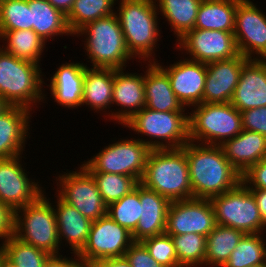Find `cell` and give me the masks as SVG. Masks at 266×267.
<instances>
[{"instance_id": "cell-1", "label": "cell", "mask_w": 266, "mask_h": 267, "mask_svg": "<svg viewBox=\"0 0 266 267\" xmlns=\"http://www.w3.org/2000/svg\"><path fill=\"white\" fill-rule=\"evenodd\" d=\"M193 198L212 199L241 182L240 173L226 159L221 146L186 143Z\"/></svg>"}, {"instance_id": "cell-2", "label": "cell", "mask_w": 266, "mask_h": 267, "mask_svg": "<svg viewBox=\"0 0 266 267\" xmlns=\"http://www.w3.org/2000/svg\"><path fill=\"white\" fill-rule=\"evenodd\" d=\"M118 2L119 8L116 6L115 14L123 31L128 52L133 58L143 59L145 63L157 61L154 57L158 39H161V29L155 0H120Z\"/></svg>"}, {"instance_id": "cell-3", "label": "cell", "mask_w": 266, "mask_h": 267, "mask_svg": "<svg viewBox=\"0 0 266 267\" xmlns=\"http://www.w3.org/2000/svg\"><path fill=\"white\" fill-rule=\"evenodd\" d=\"M140 183L170 201L193 198L186 144L178 149H152Z\"/></svg>"}, {"instance_id": "cell-4", "label": "cell", "mask_w": 266, "mask_h": 267, "mask_svg": "<svg viewBox=\"0 0 266 267\" xmlns=\"http://www.w3.org/2000/svg\"><path fill=\"white\" fill-rule=\"evenodd\" d=\"M41 64L20 59L0 47V96L9 106H22L34 111L44 99Z\"/></svg>"}, {"instance_id": "cell-5", "label": "cell", "mask_w": 266, "mask_h": 267, "mask_svg": "<svg viewBox=\"0 0 266 267\" xmlns=\"http://www.w3.org/2000/svg\"><path fill=\"white\" fill-rule=\"evenodd\" d=\"M75 35L85 37L82 42L91 68L126 69V64L134 59L127 50L115 13L86 24Z\"/></svg>"}, {"instance_id": "cell-6", "label": "cell", "mask_w": 266, "mask_h": 267, "mask_svg": "<svg viewBox=\"0 0 266 267\" xmlns=\"http://www.w3.org/2000/svg\"><path fill=\"white\" fill-rule=\"evenodd\" d=\"M159 112L142 108L136 112L123 127L147 136L138 138L152 149H178L189 142V121L187 112ZM154 139V140H153ZM147 140V141H146Z\"/></svg>"}, {"instance_id": "cell-7", "label": "cell", "mask_w": 266, "mask_h": 267, "mask_svg": "<svg viewBox=\"0 0 266 267\" xmlns=\"http://www.w3.org/2000/svg\"><path fill=\"white\" fill-rule=\"evenodd\" d=\"M188 113L189 141L221 146L242 130V116L230 102L201 103Z\"/></svg>"}, {"instance_id": "cell-8", "label": "cell", "mask_w": 266, "mask_h": 267, "mask_svg": "<svg viewBox=\"0 0 266 267\" xmlns=\"http://www.w3.org/2000/svg\"><path fill=\"white\" fill-rule=\"evenodd\" d=\"M45 196L44 191L35 202L15 210L14 236L50 255H60L54 203Z\"/></svg>"}, {"instance_id": "cell-9", "label": "cell", "mask_w": 266, "mask_h": 267, "mask_svg": "<svg viewBox=\"0 0 266 267\" xmlns=\"http://www.w3.org/2000/svg\"><path fill=\"white\" fill-rule=\"evenodd\" d=\"M216 224L238 229L245 234L266 232L255 197L241 181L235 188L210 199Z\"/></svg>"}, {"instance_id": "cell-10", "label": "cell", "mask_w": 266, "mask_h": 267, "mask_svg": "<svg viewBox=\"0 0 266 267\" xmlns=\"http://www.w3.org/2000/svg\"><path fill=\"white\" fill-rule=\"evenodd\" d=\"M91 159L81 164L88 172H104L126 175L139 182L143 176L148 155L151 149L136 138L114 141Z\"/></svg>"}, {"instance_id": "cell-11", "label": "cell", "mask_w": 266, "mask_h": 267, "mask_svg": "<svg viewBox=\"0 0 266 267\" xmlns=\"http://www.w3.org/2000/svg\"><path fill=\"white\" fill-rule=\"evenodd\" d=\"M78 169L55 176L58 181L56 195L86 218L95 221L107 214V205L92 175L82 165Z\"/></svg>"}, {"instance_id": "cell-12", "label": "cell", "mask_w": 266, "mask_h": 267, "mask_svg": "<svg viewBox=\"0 0 266 267\" xmlns=\"http://www.w3.org/2000/svg\"><path fill=\"white\" fill-rule=\"evenodd\" d=\"M178 43H175L177 50L189 55L187 59L201 63L227 60L240 53L237 48L233 32L193 29L189 30Z\"/></svg>"}, {"instance_id": "cell-13", "label": "cell", "mask_w": 266, "mask_h": 267, "mask_svg": "<svg viewBox=\"0 0 266 267\" xmlns=\"http://www.w3.org/2000/svg\"><path fill=\"white\" fill-rule=\"evenodd\" d=\"M133 242L131 232L106 214L92 222L87 243L77 255L90 262L121 257Z\"/></svg>"}, {"instance_id": "cell-14", "label": "cell", "mask_w": 266, "mask_h": 267, "mask_svg": "<svg viewBox=\"0 0 266 267\" xmlns=\"http://www.w3.org/2000/svg\"><path fill=\"white\" fill-rule=\"evenodd\" d=\"M216 225L210 199L176 200L171 201L167 212L165 234L196 233L207 237Z\"/></svg>"}, {"instance_id": "cell-15", "label": "cell", "mask_w": 266, "mask_h": 267, "mask_svg": "<svg viewBox=\"0 0 266 267\" xmlns=\"http://www.w3.org/2000/svg\"><path fill=\"white\" fill-rule=\"evenodd\" d=\"M233 34L244 57L260 59L266 55V14L252 1L241 0L237 4Z\"/></svg>"}, {"instance_id": "cell-16", "label": "cell", "mask_w": 266, "mask_h": 267, "mask_svg": "<svg viewBox=\"0 0 266 267\" xmlns=\"http://www.w3.org/2000/svg\"><path fill=\"white\" fill-rule=\"evenodd\" d=\"M21 160L22 155L0 159V201L14 210L35 202L44 192L28 177Z\"/></svg>"}, {"instance_id": "cell-17", "label": "cell", "mask_w": 266, "mask_h": 267, "mask_svg": "<svg viewBox=\"0 0 266 267\" xmlns=\"http://www.w3.org/2000/svg\"><path fill=\"white\" fill-rule=\"evenodd\" d=\"M155 63L168 75L173 92L185 108L203 103L206 63L187 58L169 66H162L158 61Z\"/></svg>"}, {"instance_id": "cell-18", "label": "cell", "mask_w": 266, "mask_h": 267, "mask_svg": "<svg viewBox=\"0 0 266 267\" xmlns=\"http://www.w3.org/2000/svg\"><path fill=\"white\" fill-rule=\"evenodd\" d=\"M248 58L239 54L231 59L207 63L203 103H228L240 79L241 69Z\"/></svg>"}, {"instance_id": "cell-19", "label": "cell", "mask_w": 266, "mask_h": 267, "mask_svg": "<svg viewBox=\"0 0 266 267\" xmlns=\"http://www.w3.org/2000/svg\"><path fill=\"white\" fill-rule=\"evenodd\" d=\"M124 71V68L114 69L112 105L116 104L121 108L115 112L111 109L110 114V119L121 125L146 105L144 75Z\"/></svg>"}, {"instance_id": "cell-20", "label": "cell", "mask_w": 266, "mask_h": 267, "mask_svg": "<svg viewBox=\"0 0 266 267\" xmlns=\"http://www.w3.org/2000/svg\"><path fill=\"white\" fill-rule=\"evenodd\" d=\"M230 103L239 111L266 106V67L260 59H248Z\"/></svg>"}, {"instance_id": "cell-21", "label": "cell", "mask_w": 266, "mask_h": 267, "mask_svg": "<svg viewBox=\"0 0 266 267\" xmlns=\"http://www.w3.org/2000/svg\"><path fill=\"white\" fill-rule=\"evenodd\" d=\"M31 110L9 106L0 114V159L23 155L29 136Z\"/></svg>"}, {"instance_id": "cell-22", "label": "cell", "mask_w": 266, "mask_h": 267, "mask_svg": "<svg viewBox=\"0 0 266 267\" xmlns=\"http://www.w3.org/2000/svg\"><path fill=\"white\" fill-rule=\"evenodd\" d=\"M87 64L66 62L56 68L51 77L50 89L52 99L57 105L68 109L82 106V91Z\"/></svg>"}, {"instance_id": "cell-23", "label": "cell", "mask_w": 266, "mask_h": 267, "mask_svg": "<svg viewBox=\"0 0 266 267\" xmlns=\"http://www.w3.org/2000/svg\"><path fill=\"white\" fill-rule=\"evenodd\" d=\"M140 203L141 216L131 233L133 241L164 234L171 201L140 183Z\"/></svg>"}, {"instance_id": "cell-24", "label": "cell", "mask_w": 266, "mask_h": 267, "mask_svg": "<svg viewBox=\"0 0 266 267\" xmlns=\"http://www.w3.org/2000/svg\"><path fill=\"white\" fill-rule=\"evenodd\" d=\"M226 159L242 176L251 166L266 158V136L242 130L221 145Z\"/></svg>"}, {"instance_id": "cell-25", "label": "cell", "mask_w": 266, "mask_h": 267, "mask_svg": "<svg viewBox=\"0 0 266 267\" xmlns=\"http://www.w3.org/2000/svg\"><path fill=\"white\" fill-rule=\"evenodd\" d=\"M144 71L146 108L159 112L187 110L172 90L168 75L155 63L148 62Z\"/></svg>"}, {"instance_id": "cell-26", "label": "cell", "mask_w": 266, "mask_h": 267, "mask_svg": "<svg viewBox=\"0 0 266 267\" xmlns=\"http://www.w3.org/2000/svg\"><path fill=\"white\" fill-rule=\"evenodd\" d=\"M53 205L60 245L62 240L69 244L70 252L78 254L86 245L93 221L82 215L75 207L64 202L58 195Z\"/></svg>"}, {"instance_id": "cell-27", "label": "cell", "mask_w": 266, "mask_h": 267, "mask_svg": "<svg viewBox=\"0 0 266 267\" xmlns=\"http://www.w3.org/2000/svg\"><path fill=\"white\" fill-rule=\"evenodd\" d=\"M113 84V68H90L87 66L83 81L82 107L87 105L89 109L95 110L97 113H101L104 110L102 114L109 119ZM106 109L109 110L107 111Z\"/></svg>"}, {"instance_id": "cell-28", "label": "cell", "mask_w": 266, "mask_h": 267, "mask_svg": "<svg viewBox=\"0 0 266 267\" xmlns=\"http://www.w3.org/2000/svg\"><path fill=\"white\" fill-rule=\"evenodd\" d=\"M28 5L31 10L32 30L46 43L48 39L54 40L58 35L73 36L68 28L66 16L47 0H28Z\"/></svg>"}, {"instance_id": "cell-29", "label": "cell", "mask_w": 266, "mask_h": 267, "mask_svg": "<svg viewBox=\"0 0 266 267\" xmlns=\"http://www.w3.org/2000/svg\"><path fill=\"white\" fill-rule=\"evenodd\" d=\"M241 0H202L194 29L234 32L235 13Z\"/></svg>"}, {"instance_id": "cell-30", "label": "cell", "mask_w": 266, "mask_h": 267, "mask_svg": "<svg viewBox=\"0 0 266 267\" xmlns=\"http://www.w3.org/2000/svg\"><path fill=\"white\" fill-rule=\"evenodd\" d=\"M158 13L169 23L177 41L193 30L202 0H155Z\"/></svg>"}, {"instance_id": "cell-31", "label": "cell", "mask_w": 266, "mask_h": 267, "mask_svg": "<svg viewBox=\"0 0 266 267\" xmlns=\"http://www.w3.org/2000/svg\"><path fill=\"white\" fill-rule=\"evenodd\" d=\"M0 41L5 42L1 46L5 52L41 64L46 42L33 30L0 31Z\"/></svg>"}, {"instance_id": "cell-32", "label": "cell", "mask_w": 266, "mask_h": 267, "mask_svg": "<svg viewBox=\"0 0 266 267\" xmlns=\"http://www.w3.org/2000/svg\"><path fill=\"white\" fill-rule=\"evenodd\" d=\"M244 235L238 229L216 225L206 237L204 266L222 267Z\"/></svg>"}, {"instance_id": "cell-33", "label": "cell", "mask_w": 266, "mask_h": 267, "mask_svg": "<svg viewBox=\"0 0 266 267\" xmlns=\"http://www.w3.org/2000/svg\"><path fill=\"white\" fill-rule=\"evenodd\" d=\"M118 0H75L66 21L70 32L74 34L86 24L99 18L116 13L114 6Z\"/></svg>"}, {"instance_id": "cell-34", "label": "cell", "mask_w": 266, "mask_h": 267, "mask_svg": "<svg viewBox=\"0 0 266 267\" xmlns=\"http://www.w3.org/2000/svg\"><path fill=\"white\" fill-rule=\"evenodd\" d=\"M263 234H245L222 267H250L266 262Z\"/></svg>"}, {"instance_id": "cell-35", "label": "cell", "mask_w": 266, "mask_h": 267, "mask_svg": "<svg viewBox=\"0 0 266 267\" xmlns=\"http://www.w3.org/2000/svg\"><path fill=\"white\" fill-rule=\"evenodd\" d=\"M3 248L6 262L13 267H44L45 262L51 256L15 236L4 241Z\"/></svg>"}, {"instance_id": "cell-36", "label": "cell", "mask_w": 266, "mask_h": 267, "mask_svg": "<svg viewBox=\"0 0 266 267\" xmlns=\"http://www.w3.org/2000/svg\"><path fill=\"white\" fill-rule=\"evenodd\" d=\"M178 263L182 267H202L206 256V236L187 233L171 235Z\"/></svg>"}, {"instance_id": "cell-37", "label": "cell", "mask_w": 266, "mask_h": 267, "mask_svg": "<svg viewBox=\"0 0 266 267\" xmlns=\"http://www.w3.org/2000/svg\"><path fill=\"white\" fill-rule=\"evenodd\" d=\"M89 173L96 181L102 200L107 206L131 193L140 183L136 178L126 175L104 172Z\"/></svg>"}, {"instance_id": "cell-38", "label": "cell", "mask_w": 266, "mask_h": 267, "mask_svg": "<svg viewBox=\"0 0 266 267\" xmlns=\"http://www.w3.org/2000/svg\"><path fill=\"white\" fill-rule=\"evenodd\" d=\"M107 214L131 233L136 229L141 216L140 183L129 194L107 206Z\"/></svg>"}, {"instance_id": "cell-39", "label": "cell", "mask_w": 266, "mask_h": 267, "mask_svg": "<svg viewBox=\"0 0 266 267\" xmlns=\"http://www.w3.org/2000/svg\"><path fill=\"white\" fill-rule=\"evenodd\" d=\"M28 0H4L0 4V31L32 30Z\"/></svg>"}, {"instance_id": "cell-40", "label": "cell", "mask_w": 266, "mask_h": 267, "mask_svg": "<svg viewBox=\"0 0 266 267\" xmlns=\"http://www.w3.org/2000/svg\"><path fill=\"white\" fill-rule=\"evenodd\" d=\"M149 254L163 267H182L178 263L174 242L170 235L161 234L140 241Z\"/></svg>"}, {"instance_id": "cell-41", "label": "cell", "mask_w": 266, "mask_h": 267, "mask_svg": "<svg viewBox=\"0 0 266 267\" xmlns=\"http://www.w3.org/2000/svg\"><path fill=\"white\" fill-rule=\"evenodd\" d=\"M132 267H163L140 241H134L124 254Z\"/></svg>"}, {"instance_id": "cell-42", "label": "cell", "mask_w": 266, "mask_h": 267, "mask_svg": "<svg viewBox=\"0 0 266 267\" xmlns=\"http://www.w3.org/2000/svg\"><path fill=\"white\" fill-rule=\"evenodd\" d=\"M242 128L266 136V106L241 112Z\"/></svg>"}, {"instance_id": "cell-43", "label": "cell", "mask_w": 266, "mask_h": 267, "mask_svg": "<svg viewBox=\"0 0 266 267\" xmlns=\"http://www.w3.org/2000/svg\"><path fill=\"white\" fill-rule=\"evenodd\" d=\"M241 181L249 189H266V158L251 166L241 176Z\"/></svg>"}, {"instance_id": "cell-44", "label": "cell", "mask_w": 266, "mask_h": 267, "mask_svg": "<svg viewBox=\"0 0 266 267\" xmlns=\"http://www.w3.org/2000/svg\"><path fill=\"white\" fill-rule=\"evenodd\" d=\"M15 234V210L0 201V240L7 241Z\"/></svg>"}, {"instance_id": "cell-45", "label": "cell", "mask_w": 266, "mask_h": 267, "mask_svg": "<svg viewBox=\"0 0 266 267\" xmlns=\"http://www.w3.org/2000/svg\"><path fill=\"white\" fill-rule=\"evenodd\" d=\"M92 267H132L125 256L92 261Z\"/></svg>"}, {"instance_id": "cell-46", "label": "cell", "mask_w": 266, "mask_h": 267, "mask_svg": "<svg viewBox=\"0 0 266 267\" xmlns=\"http://www.w3.org/2000/svg\"><path fill=\"white\" fill-rule=\"evenodd\" d=\"M74 258L63 255H51L44 264V267H69L77 258L78 255L73 253ZM69 258V259H68Z\"/></svg>"}, {"instance_id": "cell-47", "label": "cell", "mask_w": 266, "mask_h": 267, "mask_svg": "<svg viewBox=\"0 0 266 267\" xmlns=\"http://www.w3.org/2000/svg\"><path fill=\"white\" fill-rule=\"evenodd\" d=\"M250 191L255 197L259 212L266 227V189H250Z\"/></svg>"}, {"instance_id": "cell-48", "label": "cell", "mask_w": 266, "mask_h": 267, "mask_svg": "<svg viewBox=\"0 0 266 267\" xmlns=\"http://www.w3.org/2000/svg\"><path fill=\"white\" fill-rule=\"evenodd\" d=\"M53 7L60 10L65 16L70 12L75 0H47Z\"/></svg>"}, {"instance_id": "cell-49", "label": "cell", "mask_w": 266, "mask_h": 267, "mask_svg": "<svg viewBox=\"0 0 266 267\" xmlns=\"http://www.w3.org/2000/svg\"><path fill=\"white\" fill-rule=\"evenodd\" d=\"M69 267H92V262L78 257Z\"/></svg>"}, {"instance_id": "cell-50", "label": "cell", "mask_w": 266, "mask_h": 267, "mask_svg": "<svg viewBox=\"0 0 266 267\" xmlns=\"http://www.w3.org/2000/svg\"><path fill=\"white\" fill-rule=\"evenodd\" d=\"M6 261L5 252L3 248V243L0 244V267L3 266L4 262Z\"/></svg>"}, {"instance_id": "cell-51", "label": "cell", "mask_w": 266, "mask_h": 267, "mask_svg": "<svg viewBox=\"0 0 266 267\" xmlns=\"http://www.w3.org/2000/svg\"><path fill=\"white\" fill-rule=\"evenodd\" d=\"M9 107V104L0 96V114Z\"/></svg>"}, {"instance_id": "cell-52", "label": "cell", "mask_w": 266, "mask_h": 267, "mask_svg": "<svg viewBox=\"0 0 266 267\" xmlns=\"http://www.w3.org/2000/svg\"><path fill=\"white\" fill-rule=\"evenodd\" d=\"M260 60L263 62V64H264L265 67H266V55H265V56H262V57L260 58Z\"/></svg>"}, {"instance_id": "cell-53", "label": "cell", "mask_w": 266, "mask_h": 267, "mask_svg": "<svg viewBox=\"0 0 266 267\" xmlns=\"http://www.w3.org/2000/svg\"><path fill=\"white\" fill-rule=\"evenodd\" d=\"M250 267H266V262L261 263V264H259V265L250 266Z\"/></svg>"}, {"instance_id": "cell-54", "label": "cell", "mask_w": 266, "mask_h": 267, "mask_svg": "<svg viewBox=\"0 0 266 267\" xmlns=\"http://www.w3.org/2000/svg\"><path fill=\"white\" fill-rule=\"evenodd\" d=\"M2 267H13V266H11L9 263H7V262L5 261Z\"/></svg>"}]
</instances>
